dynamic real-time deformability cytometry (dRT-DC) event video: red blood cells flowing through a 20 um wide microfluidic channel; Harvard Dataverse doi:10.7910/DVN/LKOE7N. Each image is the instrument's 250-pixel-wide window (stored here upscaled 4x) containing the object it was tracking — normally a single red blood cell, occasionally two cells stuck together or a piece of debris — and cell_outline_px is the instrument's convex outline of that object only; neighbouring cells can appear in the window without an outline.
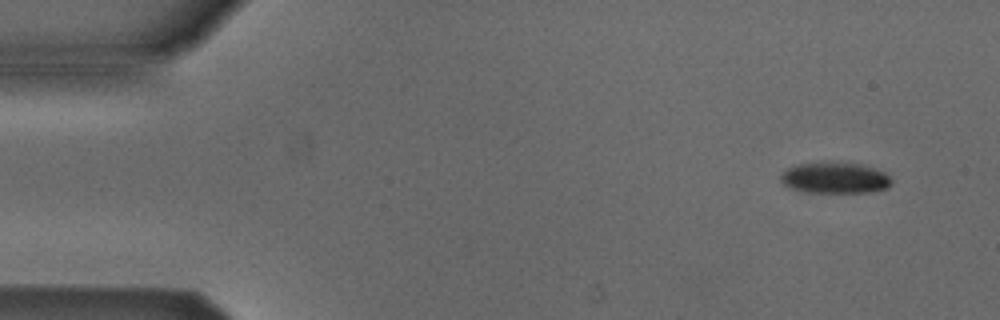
{"species": "Egyptian fruit bat (a non-hibernating species)", "species_latin": "Rousettus aegyptiacus", "temperature_condition": "cold", "stored_images_in_passage": 4, "camera_frame_rate_fps": 3000, "um_per_image_px": 0.085, "animal": {"sex": "male"}, "frame": {"image": 1, "passage_image": 1, "time_ms": 0.0, "image_size_px": [1000, 320], "cell_outline_px": [[892, 184], [888, 188], [872, 192], [808, 192], [788, 188], [780, 180], [780, 176], [788, 168], [800, 164], [820, 160], [828, 160], [860, 164], [884, 172], [892, 180]], "centroid_in_image_um": [70.96, 15.1], "position_along_channel_um": 14.0, "area_um2": 20.46}}
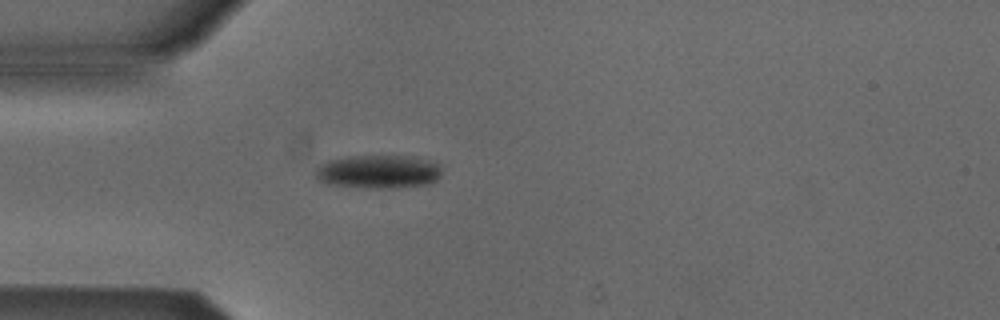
{"frame": {"image": 2, "passage_image": 4, "time_ms": 3.667, "image_size_px": [1000, 320], "cell_outline_px": [[440, 176], [436, 180], [428, 184], [392, 188], [368, 188], [328, 184], [316, 180], [316, 168], [320, 164], [328, 160], [348, 156], [412, 156], [428, 160], [440, 164]], "centroid_in_image_um": [32.14, 14.59], "position_along_channel_um": 52.9, "area_um2": 24.74}}